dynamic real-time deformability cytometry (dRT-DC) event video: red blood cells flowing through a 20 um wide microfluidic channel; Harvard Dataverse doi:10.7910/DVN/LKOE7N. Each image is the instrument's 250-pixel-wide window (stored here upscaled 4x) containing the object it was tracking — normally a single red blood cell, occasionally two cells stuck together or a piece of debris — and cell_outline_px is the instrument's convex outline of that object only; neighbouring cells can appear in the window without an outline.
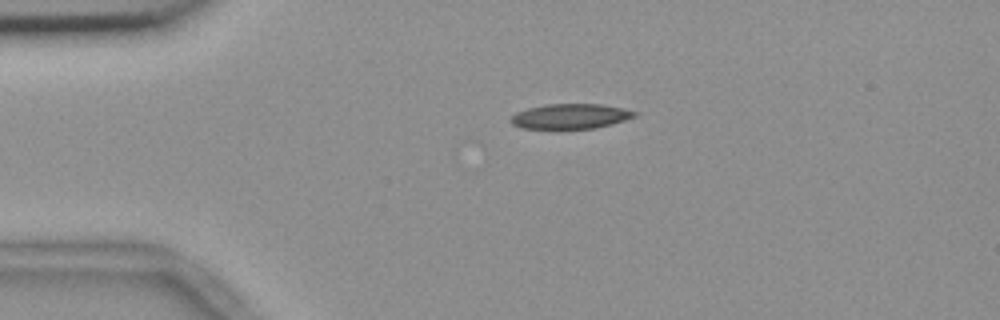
{"species": "common noctule bat (a hibernating species)", "species_latin": "Nyctalus noctula", "temperature_condition": "room temperature", "stored_images_in_passage": 44, "camera_frame_rate_fps": 3000, "um_per_image_px": 0.085, "animal": {"sex": "female", "body_mass_g": 18.4}, "frame": {"image": 1, "passage_image": 1, "time_ms": 0.0, "image_size_px": [1000, 320], "cell_outline_px": [[640, 112], [636, 116], [612, 124], [596, 128], [520, 128], [512, 124], [508, 120], [516, 112], [528, 108], [544, 104], [600, 104]], "centroid_in_image_um": [48.47, 9.88], "position_along_channel_um": 36.5, "area_um2": 17.98}}
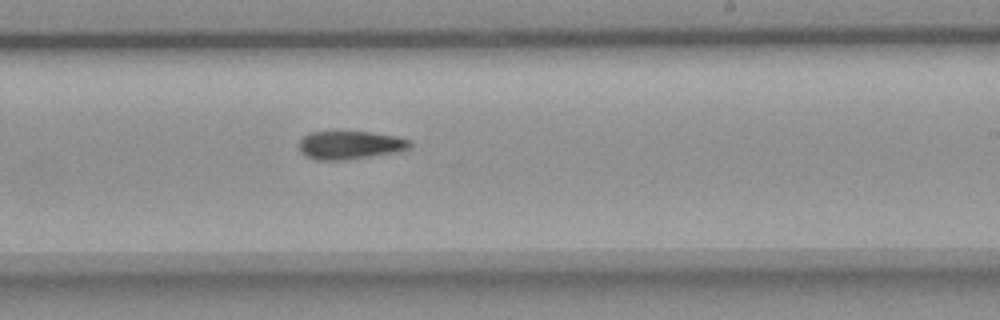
{"frame": {"image": 2, "passage_image": 22, "time_ms": 7.0, "image_size_px": [1000, 320], "cell_outline_px": [[412, 148], [396, 152], [372, 156], [344, 160], [316, 160], [300, 152], [300, 140], [308, 132], [368, 132], [396, 136], [412, 140]], "centroid_in_image_um": [29.8, 12.33], "position_along_channel_um": 259.2, "area_um2": 18.26}}
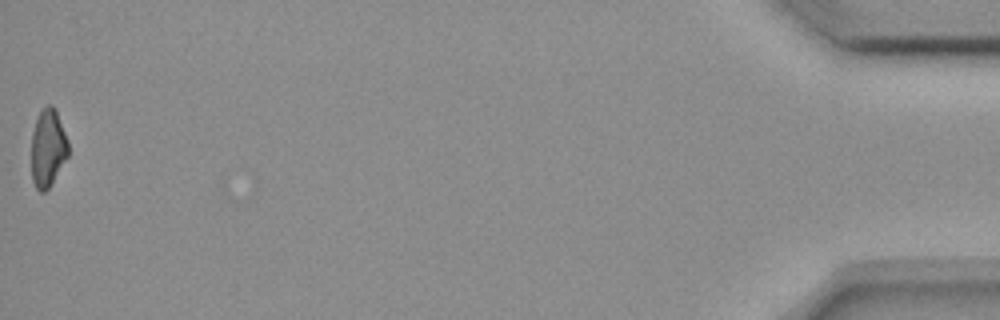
{"frame": {"image": 3, "passage_image": 44, "time_ms": 14.333, "image_size_px": [1000, 320], "cell_outline_px": [[68, 156], [48, 188], [44, 192], [40, 192], [36, 188], [32, 180], [32, 132], [36, 120], [40, 112], [48, 104], [52, 104], [56, 108], [68, 140]], "centroid_in_image_um": [4.08, 12.55], "position_along_channel_um": 431.1, "area_um2": 16.65}, "authors_computed_cell_mechanics": {"area_um2": 18.4382, "velocity_mm_per_s": 3.679, "shape_relaxation_time_tau1_ms": 6.7571, "shape_relaxation_time_tau2_ms": null, "deformation_change_tau1": 0.1487, "deformation_change_tau2": null}}